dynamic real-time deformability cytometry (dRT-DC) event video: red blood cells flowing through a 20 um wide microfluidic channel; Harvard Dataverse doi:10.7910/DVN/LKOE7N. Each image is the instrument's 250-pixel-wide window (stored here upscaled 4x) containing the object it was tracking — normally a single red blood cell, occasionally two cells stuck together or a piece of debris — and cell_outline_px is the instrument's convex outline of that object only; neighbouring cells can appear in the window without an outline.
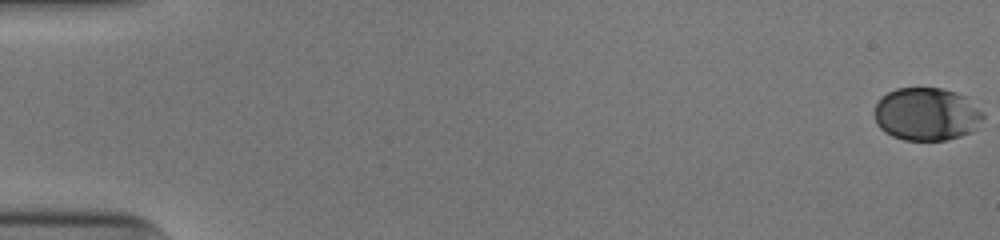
{"species": "human", "species_latin": "Homo sapiens", "temperature_condition": "cold", "stored_images_in_passage": 53, "camera_frame_rate_fps": 3000, "um_per_image_px": 0.085, "donor": {"sex": "male"}, "frame": {"image": 1, "passage_image": 1, "time_ms": 0.0, "image_size_px": [1000, 240], "cell_outline_px": [[984, 116], [976, 128], [972, 132], [960, 136], [944, 140], [904, 140], [892, 136], [884, 132], [876, 124], [876, 104], [880, 96], [896, 88], [940, 88], [956, 92], [964, 96], [984, 112]], "centroid_in_image_um": [78.75, 9.7], "position_along_channel_um": 6.2, "area_um2": 33.58}}
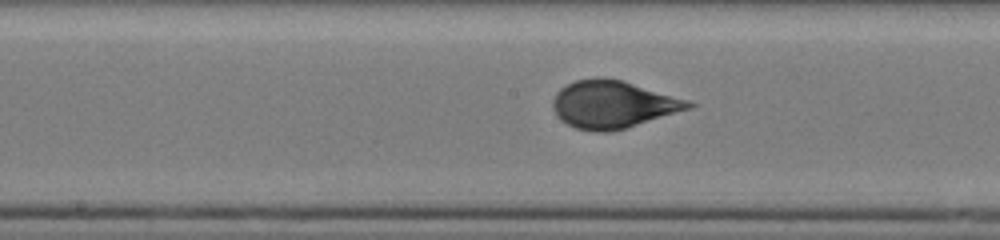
{"frame": {"image": 2, "passage_image": 29, "time_ms": 9.333, "image_size_px": [1000, 240], "cell_outline_px": [[696, 104], [692, 108], [612, 132], [592, 132], [576, 128], [560, 120], [556, 116], [552, 108], [552, 100], [556, 92], [560, 88], [576, 80], [596, 76], [600, 76], [620, 80], [692, 100]], "centroid_in_image_um": [52.09, 8.87], "position_along_channel_um": 196.1, "area_um2": 37.92}}
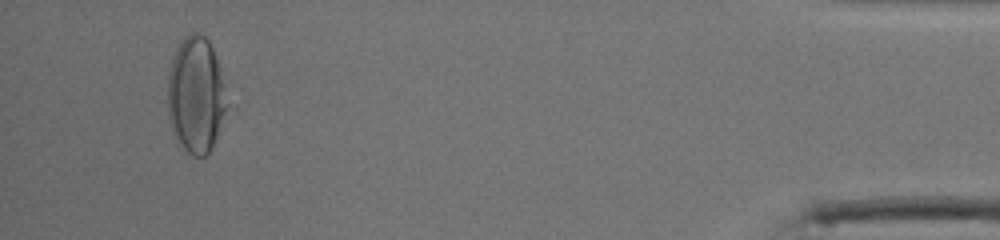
{"frame": {"image": 3, "passage_image": 51, "time_ms": 16.667, "image_size_px": [1000, 240], "cell_outline_px": [[228, 104], [216, 136], [208, 152], [204, 156], [192, 156], [176, 144], [168, 120], [168, 72], [172, 56], [176, 48], [184, 36], [192, 32], [196, 32], [204, 36], [208, 40], [216, 56], [224, 84]], "centroid_in_image_um": [16.61, 8.08], "position_along_channel_um": 418.6, "area_um2": 40.4}, "authors_computed_cell_mechanics": {"area_um2": 36.5874, "velocity_mm_per_s": 3.9412, "shape_relaxation_time_tau1_ms": 3.2611, "shape_relaxation_time_tau2_ms": null, "deformation_change_tau1": 0.1583, "deformation_change_tau2": null}}